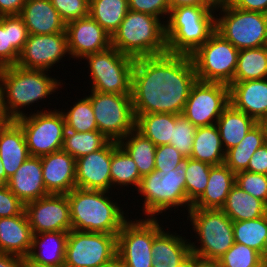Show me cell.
<instances>
[{
	"label": "cell",
	"instance_id": "1",
	"mask_svg": "<svg viewBox=\"0 0 267 267\" xmlns=\"http://www.w3.org/2000/svg\"><path fill=\"white\" fill-rule=\"evenodd\" d=\"M196 81L191 56L166 53L135 59L131 84L134 114H182Z\"/></svg>",
	"mask_w": 267,
	"mask_h": 267
},
{
	"label": "cell",
	"instance_id": "2",
	"mask_svg": "<svg viewBox=\"0 0 267 267\" xmlns=\"http://www.w3.org/2000/svg\"><path fill=\"white\" fill-rule=\"evenodd\" d=\"M50 72L27 69L18 65L3 67V104L7 120H16L25 116L26 108L30 105L32 108L33 104L37 107L38 103L49 99L52 94L58 96L65 82L55 78L56 76L53 78Z\"/></svg>",
	"mask_w": 267,
	"mask_h": 267
},
{
	"label": "cell",
	"instance_id": "3",
	"mask_svg": "<svg viewBox=\"0 0 267 267\" xmlns=\"http://www.w3.org/2000/svg\"><path fill=\"white\" fill-rule=\"evenodd\" d=\"M111 193V194H110ZM114 191L73 188L67 195L72 229L117 235L129 214L123 210ZM113 195V196H110ZM114 199V200H113Z\"/></svg>",
	"mask_w": 267,
	"mask_h": 267
},
{
	"label": "cell",
	"instance_id": "4",
	"mask_svg": "<svg viewBox=\"0 0 267 267\" xmlns=\"http://www.w3.org/2000/svg\"><path fill=\"white\" fill-rule=\"evenodd\" d=\"M215 6H181L170 10L165 23L169 54L190 56L215 31Z\"/></svg>",
	"mask_w": 267,
	"mask_h": 267
},
{
	"label": "cell",
	"instance_id": "5",
	"mask_svg": "<svg viewBox=\"0 0 267 267\" xmlns=\"http://www.w3.org/2000/svg\"><path fill=\"white\" fill-rule=\"evenodd\" d=\"M112 47L133 59L168 53L165 24L157 17L128 10L111 36Z\"/></svg>",
	"mask_w": 267,
	"mask_h": 267
},
{
	"label": "cell",
	"instance_id": "6",
	"mask_svg": "<svg viewBox=\"0 0 267 267\" xmlns=\"http://www.w3.org/2000/svg\"><path fill=\"white\" fill-rule=\"evenodd\" d=\"M185 165L182 164L173 170H153L141 178L137 194L143 204L141 213L145 218H158L162 213L185 207L188 212L191 205L188 203L185 185ZM173 208V209H172ZM177 209V210H176Z\"/></svg>",
	"mask_w": 267,
	"mask_h": 267
},
{
	"label": "cell",
	"instance_id": "7",
	"mask_svg": "<svg viewBox=\"0 0 267 267\" xmlns=\"http://www.w3.org/2000/svg\"><path fill=\"white\" fill-rule=\"evenodd\" d=\"M185 216L196 233L190 234L196 240L189 243L191 253L197 257L218 260L235 243L233 221L221 209L191 207Z\"/></svg>",
	"mask_w": 267,
	"mask_h": 267
},
{
	"label": "cell",
	"instance_id": "8",
	"mask_svg": "<svg viewBox=\"0 0 267 267\" xmlns=\"http://www.w3.org/2000/svg\"><path fill=\"white\" fill-rule=\"evenodd\" d=\"M215 12V31L239 51L264 45L267 37V14L244 11L228 2L215 6Z\"/></svg>",
	"mask_w": 267,
	"mask_h": 267
},
{
	"label": "cell",
	"instance_id": "9",
	"mask_svg": "<svg viewBox=\"0 0 267 267\" xmlns=\"http://www.w3.org/2000/svg\"><path fill=\"white\" fill-rule=\"evenodd\" d=\"M90 76L89 90L109 94L131 95L134 61L114 47L83 58ZM91 78V79H90Z\"/></svg>",
	"mask_w": 267,
	"mask_h": 267
},
{
	"label": "cell",
	"instance_id": "10",
	"mask_svg": "<svg viewBox=\"0 0 267 267\" xmlns=\"http://www.w3.org/2000/svg\"><path fill=\"white\" fill-rule=\"evenodd\" d=\"M29 112L14 121L22 128L30 156L42 157L62 150L66 125L60 108Z\"/></svg>",
	"mask_w": 267,
	"mask_h": 267
},
{
	"label": "cell",
	"instance_id": "11",
	"mask_svg": "<svg viewBox=\"0 0 267 267\" xmlns=\"http://www.w3.org/2000/svg\"><path fill=\"white\" fill-rule=\"evenodd\" d=\"M139 217L130 216L117 234V258L123 267H152L153 240L165 228L161 219Z\"/></svg>",
	"mask_w": 267,
	"mask_h": 267
},
{
	"label": "cell",
	"instance_id": "12",
	"mask_svg": "<svg viewBox=\"0 0 267 267\" xmlns=\"http://www.w3.org/2000/svg\"><path fill=\"white\" fill-rule=\"evenodd\" d=\"M239 50L214 31L190 56L197 80L230 85L233 83Z\"/></svg>",
	"mask_w": 267,
	"mask_h": 267
},
{
	"label": "cell",
	"instance_id": "13",
	"mask_svg": "<svg viewBox=\"0 0 267 267\" xmlns=\"http://www.w3.org/2000/svg\"><path fill=\"white\" fill-rule=\"evenodd\" d=\"M89 92L98 131L109 141L119 142L135 129L131 95Z\"/></svg>",
	"mask_w": 267,
	"mask_h": 267
},
{
	"label": "cell",
	"instance_id": "14",
	"mask_svg": "<svg viewBox=\"0 0 267 267\" xmlns=\"http://www.w3.org/2000/svg\"><path fill=\"white\" fill-rule=\"evenodd\" d=\"M117 258V235L70 230L64 265L101 267Z\"/></svg>",
	"mask_w": 267,
	"mask_h": 267
},
{
	"label": "cell",
	"instance_id": "15",
	"mask_svg": "<svg viewBox=\"0 0 267 267\" xmlns=\"http://www.w3.org/2000/svg\"><path fill=\"white\" fill-rule=\"evenodd\" d=\"M229 104V85L197 80L190 90L182 115L196 127L211 126L216 124Z\"/></svg>",
	"mask_w": 267,
	"mask_h": 267
},
{
	"label": "cell",
	"instance_id": "16",
	"mask_svg": "<svg viewBox=\"0 0 267 267\" xmlns=\"http://www.w3.org/2000/svg\"><path fill=\"white\" fill-rule=\"evenodd\" d=\"M33 234L72 230L70 204L66 194H48L24 204Z\"/></svg>",
	"mask_w": 267,
	"mask_h": 267
},
{
	"label": "cell",
	"instance_id": "17",
	"mask_svg": "<svg viewBox=\"0 0 267 267\" xmlns=\"http://www.w3.org/2000/svg\"><path fill=\"white\" fill-rule=\"evenodd\" d=\"M66 56L71 60L66 32L29 34L16 65L27 69L50 71L55 65L57 68V64L63 62L61 60Z\"/></svg>",
	"mask_w": 267,
	"mask_h": 267
},
{
	"label": "cell",
	"instance_id": "18",
	"mask_svg": "<svg viewBox=\"0 0 267 267\" xmlns=\"http://www.w3.org/2000/svg\"><path fill=\"white\" fill-rule=\"evenodd\" d=\"M70 57L83 60L87 55L112 46L111 36L89 15L66 24Z\"/></svg>",
	"mask_w": 267,
	"mask_h": 267
},
{
	"label": "cell",
	"instance_id": "19",
	"mask_svg": "<svg viewBox=\"0 0 267 267\" xmlns=\"http://www.w3.org/2000/svg\"><path fill=\"white\" fill-rule=\"evenodd\" d=\"M112 141L103 148L76 159V187L111 191Z\"/></svg>",
	"mask_w": 267,
	"mask_h": 267
},
{
	"label": "cell",
	"instance_id": "20",
	"mask_svg": "<svg viewBox=\"0 0 267 267\" xmlns=\"http://www.w3.org/2000/svg\"><path fill=\"white\" fill-rule=\"evenodd\" d=\"M229 101L235 109L263 122L267 119V78L231 83Z\"/></svg>",
	"mask_w": 267,
	"mask_h": 267
},
{
	"label": "cell",
	"instance_id": "21",
	"mask_svg": "<svg viewBox=\"0 0 267 267\" xmlns=\"http://www.w3.org/2000/svg\"><path fill=\"white\" fill-rule=\"evenodd\" d=\"M42 175L49 194H68L76 188V159L60 150L41 157Z\"/></svg>",
	"mask_w": 267,
	"mask_h": 267
},
{
	"label": "cell",
	"instance_id": "22",
	"mask_svg": "<svg viewBox=\"0 0 267 267\" xmlns=\"http://www.w3.org/2000/svg\"><path fill=\"white\" fill-rule=\"evenodd\" d=\"M9 190L24 204L48 195L42 175L41 157L30 156L9 178Z\"/></svg>",
	"mask_w": 267,
	"mask_h": 267
},
{
	"label": "cell",
	"instance_id": "23",
	"mask_svg": "<svg viewBox=\"0 0 267 267\" xmlns=\"http://www.w3.org/2000/svg\"><path fill=\"white\" fill-rule=\"evenodd\" d=\"M30 157L22 128L14 120H0V159L10 178Z\"/></svg>",
	"mask_w": 267,
	"mask_h": 267
},
{
	"label": "cell",
	"instance_id": "24",
	"mask_svg": "<svg viewBox=\"0 0 267 267\" xmlns=\"http://www.w3.org/2000/svg\"><path fill=\"white\" fill-rule=\"evenodd\" d=\"M29 34H55L66 32V23L50 0H25L19 14Z\"/></svg>",
	"mask_w": 267,
	"mask_h": 267
},
{
	"label": "cell",
	"instance_id": "25",
	"mask_svg": "<svg viewBox=\"0 0 267 267\" xmlns=\"http://www.w3.org/2000/svg\"><path fill=\"white\" fill-rule=\"evenodd\" d=\"M33 232L25 211L0 218V252L27 258L32 248Z\"/></svg>",
	"mask_w": 267,
	"mask_h": 267
},
{
	"label": "cell",
	"instance_id": "26",
	"mask_svg": "<svg viewBox=\"0 0 267 267\" xmlns=\"http://www.w3.org/2000/svg\"><path fill=\"white\" fill-rule=\"evenodd\" d=\"M68 232L33 234L27 266L57 267L64 265Z\"/></svg>",
	"mask_w": 267,
	"mask_h": 267
},
{
	"label": "cell",
	"instance_id": "27",
	"mask_svg": "<svg viewBox=\"0 0 267 267\" xmlns=\"http://www.w3.org/2000/svg\"><path fill=\"white\" fill-rule=\"evenodd\" d=\"M164 228L153 240L152 267H177L190 254V239L186 235Z\"/></svg>",
	"mask_w": 267,
	"mask_h": 267
},
{
	"label": "cell",
	"instance_id": "28",
	"mask_svg": "<svg viewBox=\"0 0 267 267\" xmlns=\"http://www.w3.org/2000/svg\"><path fill=\"white\" fill-rule=\"evenodd\" d=\"M29 33L19 15L0 16V66L16 65Z\"/></svg>",
	"mask_w": 267,
	"mask_h": 267
},
{
	"label": "cell",
	"instance_id": "29",
	"mask_svg": "<svg viewBox=\"0 0 267 267\" xmlns=\"http://www.w3.org/2000/svg\"><path fill=\"white\" fill-rule=\"evenodd\" d=\"M235 173L225 164L211 166L203 194L192 204L193 208L221 209L235 184Z\"/></svg>",
	"mask_w": 267,
	"mask_h": 267
},
{
	"label": "cell",
	"instance_id": "30",
	"mask_svg": "<svg viewBox=\"0 0 267 267\" xmlns=\"http://www.w3.org/2000/svg\"><path fill=\"white\" fill-rule=\"evenodd\" d=\"M257 123L254 118L229 104L216 122L224 150L237 146Z\"/></svg>",
	"mask_w": 267,
	"mask_h": 267
},
{
	"label": "cell",
	"instance_id": "31",
	"mask_svg": "<svg viewBox=\"0 0 267 267\" xmlns=\"http://www.w3.org/2000/svg\"><path fill=\"white\" fill-rule=\"evenodd\" d=\"M110 175L111 191L113 188V191L117 189L118 192L115 193L116 196H118L117 194L120 193V188L122 191L121 194L123 193V190L127 191L128 187L132 188V192L136 191L142 178L138 172L136 163L116 141H112Z\"/></svg>",
	"mask_w": 267,
	"mask_h": 267
},
{
	"label": "cell",
	"instance_id": "32",
	"mask_svg": "<svg viewBox=\"0 0 267 267\" xmlns=\"http://www.w3.org/2000/svg\"><path fill=\"white\" fill-rule=\"evenodd\" d=\"M225 152L216 124L197 127L190 155L191 159L205 162L211 166L221 165L224 164Z\"/></svg>",
	"mask_w": 267,
	"mask_h": 267
},
{
	"label": "cell",
	"instance_id": "33",
	"mask_svg": "<svg viewBox=\"0 0 267 267\" xmlns=\"http://www.w3.org/2000/svg\"><path fill=\"white\" fill-rule=\"evenodd\" d=\"M221 210L233 222H236L256 219L266 215L267 205L234 184Z\"/></svg>",
	"mask_w": 267,
	"mask_h": 267
},
{
	"label": "cell",
	"instance_id": "34",
	"mask_svg": "<svg viewBox=\"0 0 267 267\" xmlns=\"http://www.w3.org/2000/svg\"><path fill=\"white\" fill-rule=\"evenodd\" d=\"M266 142L265 126L258 122L237 146L225 152L224 164L235 174L245 171L253 154Z\"/></svg>",
	"mask_w": 267,
	"mask_h": 267
},
{
	"label": "cell",
	"instance_id": "35",
	"mask_svg": "<svg viewBox=\"0 0 267 267\" xmlns=\"http://www.w3.org/2000/svg\"><path fill=\"white\" fill-rule=\"evenodd\" d=\"M135 129L156 146L168 145L172 141L176 114L151 113L135 115Z\"/></svg>",
	"mask_w": 267,
	"mask_h": 267
},
{
	"label": "cell",
	"instance_id": "36",
	"mask_svg": "<svg viewBox=\"0 0 267 267\" xmlns=\"http://www.w3.org/2000/svg\"><path fill=\"white\" fill-rule=\"evenodd\" d=\"M118 144L136 163L141 177L155 170L156 145L136 129L130 131Z\"/></svg>",
	"mask_w": 267,
	"mask_h": 267
},
{
	"label": "cell",
	"instance_id": "37",
	"mask_svg": "<svg viewBox=\"0 0 267 267\" xmlns=\"http://www.w3.org/2000/svg\"><path fill=\"white\" fill-rule=\"evenodd\" d=\"M128 0H90L89 15L112 36L127 14Z\"/></svg>",
	"mask_w": 267,
	"mask_h": 267
},
{
	"label": "cell",
	"instance_id": "38",
	"mask_svg": "<svg viewBox=\"0 0 267 267\" xmlns=\"http://www.w3.org/2000/svg\"><path fill=\"white\" fill-rule=\"evenodd\" d=\"M235 243L244 244L263 257L267 254V214L256 219L233 222Z\"/></svg>",
	"mask_w": 267,
	"mask_h": 267
},
{
	"label": "cell",
	"instance_id": "39",
	"mask_svg": "<svg viewBox=\"0 0 267 267\" xmlns=\"http://www.w3.org/2000/svg\"><path fill=\"white\" fill-rule=\"evenodd\" d=\"M267 78V51L263 46L239 51L233 82Z\"/></svg>",
	"mask_w": 267,
	"mask_h": 267
},
{
	"label": "cell",
	"instance_id": "40",
	"mask_svg": "<svg viewBox=\"0 0 267 267\" xmlns=\"http://www.w3.org/2000/svg\"><path fill=\"white\" fill-rule=\"evenodd\" d=\"M109 140L99 131L75 132L65 130L62 150L78 159L103 148Z\"/></svg>",
	"mask_w": 267,
	"mask_h": 267
},
{
	"label": "cell",
	"instance_id": "41",
	"mask_svg": "<svg viewBox=\"0 0 267 267\" xmlns=\"http://www.w3.org/2000/svg\"><path fill=\"white\" fill-rule=\"evenodd\" d=\"M81 98H76V102L74 101L70 108H66L65 110H63V107L61 108L66 129L80 133L98 131L89 96L86 95Z\"/></svg>",
	"mask_w": 267,
	"mask_h": 267
},
{
	"label": "cell",
	"instance_id": "42",
	"mask_svg": "<svg viewBox=\"0 0 267 267\" xmlns=\"http://www.w3.org/2000/svg\"><path fill=\"white\" fill-rule=\"evenodd\" d=\"M185 185L188 203L192 204L203 194L209 178L211 165L185 158Z\"/></svg>",
	"mask_w": 267,
	"mask_h": 267
},
{
	"label": "cell",
	"instance_id": "43",
	"mask_svg": "<svg viewBox=\"0 0 267 267\" xmlns=\"http://www.w3.org/2000/svg\"><path fill=\"white\" fill-rule=\"evenodd\" d=\"M218 261L221 267H263V256L240 243H234Z\"/></svg>",
	"mask_w": 267,
	"mask_h": 267
},
{
	"label": "cell",
	"instance_id": "44",
	"mask_svg": "<svg viewBox=\"0 0 267 267\" xmlns=\"http://www.w3.org/2000/svg\"><path fill=\"white\" fill-rule=\"evenodd\" d=\"M196 129L184 115L178 114L169 145L174 146L185 158H190Z\"/></svg>",
	"mask_w": 267,
	"mask_h": 267
},
{
	"label": "cell",
	"instance_id": "45",
	"mask_svg": "<svg viewBox=\"0 0 267 267\" xmlns=\"http://www.w3.org/2000/svg\"><path fill=\"white\" fill-rule=\"evenodd\" d=\"M235 184L267 205V175L240 171L235 175Z\"/></svg>",
	"mask_w": 267,
	"mask_h": 267
},
{
	"label": "cell",
	"instance_id": "46",
	"mask_svg": "<svg viewBox=\"0 0 267 267\" xmlns=\"http://www.w3.org/2000/svg\"><path fill=\"white\" fill-rule=\"evenodd\" d=\"M50 2L66 24L89 16L90 0H50Z\"/></svg>",
	"mask_w": 267,
	"mask_h": 267
},
{
	"label": "cell",
	"instance_id": "47",
	"mask_svg": "<svg viewBox=\"0 0 267 267\" xmlns=\"http://www.w3.org/2000/svg\"><path fill=\"white\" fill-rule=\"evenodd\" d=\"M128 8L132 11L153 15L162 20L164 24L171 10L168 0H128Z\"/></svg>",
	"mask_w": 267,
	"mask_h": 267
},
{
	"label": "cell",
	"instance_id": "48",
	"mask_svg": "<svg viewBox=\"0 0 267 267\" xmlns=\"http://www.w3.org/2000/svg\"><path fill=\"white\" fill-rule=\"evenodd\" d=\"M185 157L172 145L156 147L155 170H173L182 165Z\"/></svg>",
	"mask_w": 267,
	"mask_h": 267
},
{
	"label": "cell",
	"instance_id": "49",
	"mask_svg": "<svg viewBox=\"0 0 267 267\" xmlns=\"http://www.w3.org/2000/svg\"><path fill=\"white\" fill-rule=\"evenodd\" d=\"M24 211V203L19 200L7 185L0 186V218L20 215Z\"/></svg>",
	"mask_w": 267,
	"mask_h": 267
},
{
	"label": "cell",
	"instance_id": "50",
	"mask_svg": "<svg viewBox=\"0 0 267 267\" xmlns=\"http://www.w3.org/2000/svg\"><path fill=\"white\" fill-rule=\"evenodd\" d=\"M245 171L267 175V142L256 150Z\"/></svg>",
	"mask_w": 267,
	"mask_h": 267
},
{
	"label": "cell",
	"instance_id": "51",
	"mask_svg": "<svg viewBox=\"0 0 267 267\" xmlns=\"http://www.w3.org/2000/svg\"><path fill=\"white\" fill-rule=\"evenodd\" d=\"M228 3L231 6L244 11L267 14V0H228Z\"/></svg>",
	"mask_w": 267,
	"mask_h": 267
},
{
	"label": "cell",
	"instance_id": "52",
	"mask_svg": "<svg viewBox=\"0 0 267 267\" xmlns=\"http://www.w3.org/2000/svg\"><path fill=\"white\" fill-rule=\"evenodd\" d=\"M25 0H0V16L19 15Z\"/></svg>",
	"mask_w": 267,
	"mask_h": 267
},
{
	"label": "cell",
	"instance_id": "53",
	"mask_svg": "<svg viewBox=\"0 0 267 267\" xmlns=\"http://www.w3.org/2000/svg\"><path fill=\"white\" fill-rule=\"evenodd\" d=\"M26 266L27 262L25 258L0 252V267H26Z\"/></svg>",
	"mask_w": 267,
	"mask_h": 267
},
{
	"label": "cell",
	"instance_id": "54",
	"mask_svg": "<svg viewBox=\"0 0 267 267\" xmlns=\"http://www.w3.org/2000/svg\"><path fill=\"white\" fill-rule=\"evenodd\" d=\"M170 9L181 6H214L209 0H168Z\"/></svg>",
	"mask_w": 267,
	"mask_h": 267
},
{
	"label": "cell",
	"instance_id": "55",
	"mask_svg": "<svg viewBox=\"0 0 267 267\" xmlns=\"http://www.w3.org/2000/svg\"><path fill=\"white\" fill-rule=\"evenodd\" d=\"M192 267H221L218 260L204 259L192 254Z\"/></svg>",
	"mask_w": 267,
	"mask_h": 267
},
{
	"label": "cell",
	"instance_id": "56",
	"mask_svg": "<svg viewBox=\"0 0 267 267\" xmlns=\"http://www.w3.org/2000/svg\"><path fill=\"white\" fill-rule=\"evenodd\" d=\"M2 69L3 67L0 66V120H7L3 104Z\"/></svg>",
	"mask_w": 267,
	"mask_h": 267
},
{
	"label": "cell",
	"instance_id": "57",
	"mask_svg": "<svg viewBox=\"0 0 267 267\" xmlns=\"http://www.w3.org/2000/svg\"><path fill=\"white\" fill-rule=\"evenodd\" d=\"M9 178L6 176L5 170L3 168V164L0 159V186L7 185Z\"/></svg>",
	"mask_w": 267,
	"mask_h": 267
},
{
	"label": "cell",
	"instance_id": "58",
	"mask_svg": "<svg viewBox=\"0 0 267 267\" xmlns=\"http://www.w3.org/2000/svg\"><path fill=\"white\" fill-rule=\"evenodd\" d=\"M177 267H192V253L182 261Z\"/></svg>",
	"mask_w": 267,
	"mask_h": 267
},
{
	"label": "cell",
	"instance_id": "59",
	"mask_svg": "<svg viewBox=\"0 0 267 267\" xmlns=\"http://www.w3.org/2000/svg\"><path fill=\"white\" fill-rule=\"evenodd\" d=\"M101 267H123L118 258Z\"/></svg>",
	"mask_w": 267,
	"mask_h": 267
},
{
	"label": "cell",
	"instance_id": "60",
	"mask_svg": "<svg viewBox=\"0 0 267 267\" xmlns=\"http://www.w3.org/2000/svg\"><path fill=\"white\" fill-rule=\"evenodd\" d=\"M214 6H218V5H222L226 2H228V0H209Z\"/></svg>",
	"mask_w": 267,
	"mask_h": 267
},
{
	"label": "cell",
	"instance_id": "61",
	"mask_svg": "<svg viewBox=\"0 0 267 267\" xmlns=\"http://www.w3.org/2000/svg\"><path fill=\"white\" fill-rule=\"evenodd\" d=\"M263 267H267V254L263 257Z\"/></svg>",
	"mask_w": 267,
	"mask_h": 267
},
{
	"label": "cell",
	"instance_id": "62",
	"mask_svg": "<svg viewBox=\"0 0 267 267\" xmlns=\"http://www.w3.org/2000/svg\"><path fill=\"white\" fill-rule=\"evenodd\" d=\"M262 123L264 124L266 129V139H267V119H265Z\"/></svg>",
	"mask_w": 267,
	"mask_h": 267
},
{
	"label": "cell",
	"instance_id": "63",
	"mask_svg": "<svg viewBox=\"0 0 267 267\" xmlns=\"http://www.w3.org/2000/svg\"><path fill=\"white\" fill-rule=\"evenodd\" d=\"M263 48L267 51V37L265 38V42H264Z\"/></svg>",
	"mask_w": 267,
	"mask_h": 267
},
{
	"label": "cell",
	"instance_id": "64",
	"mask_svg": "<svg viewBox=\"0 0 267 267\" xmlns=\"http://www.w3.org/2000/svg\"><path fill=\"white\" fill-rule=\"evenodd\" d=\"M26 267H36V266H26ZM57 267H66L65 265L57 266Z\"/></svg>",
	"mask_w": 267,
	"mask_h": 267
}]
</instances>
